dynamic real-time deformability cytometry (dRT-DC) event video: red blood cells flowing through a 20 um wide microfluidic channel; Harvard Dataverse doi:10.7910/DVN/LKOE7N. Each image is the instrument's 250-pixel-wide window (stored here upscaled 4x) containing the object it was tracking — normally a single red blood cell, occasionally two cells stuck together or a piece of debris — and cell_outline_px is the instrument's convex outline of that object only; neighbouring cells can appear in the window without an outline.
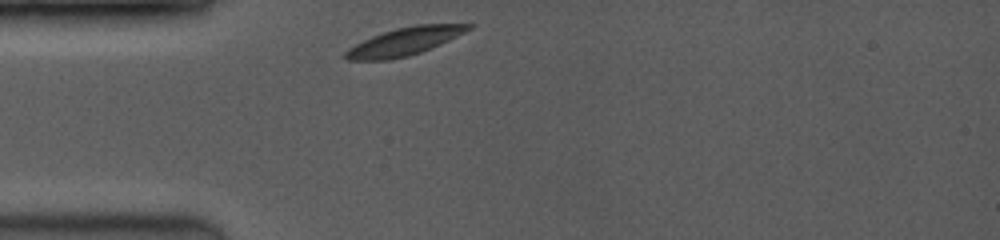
{"species": "common noctule bat (a hibernating species)", "species_latin": "Nyctalus noctula", "temperature_condition": "room temperature", "stored_images_in_passage": 8, "camera_frame_rate_fps": 3500, "um_per_image_px": 0.085, "animal": {"sex": "female", "body_mass_g": 19.0, "forearm_length_mm": 53.3}, "frame": {"image": 1, "passage_image": 1, "time_ms": 0.0, "image_size_px": [1000, 240], "cell_outline_px": [[476, 24], [472, 28], [440, 44], [420, 52], [408, 56], [388, 60], [348, 60], [344, 56], [344, 52], [348, 48], [372, 36], [396, 28], [416, 24]], "centroid_in_image_um": [34.37, 3.52], "position_along_channel_um": 50.6, "area_um2": 19.65}}
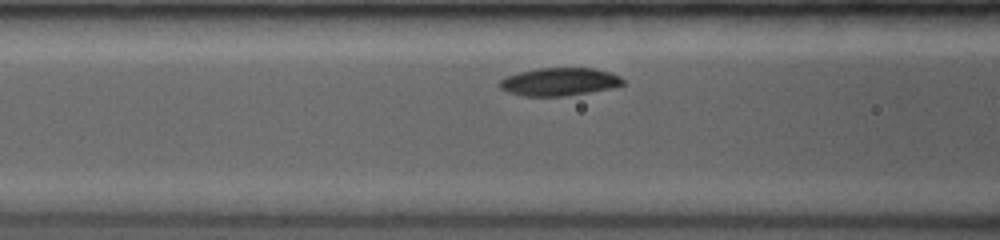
{"frame": {"image": 2, "passage_image": 6, "time_ms": 2.0, "image_size_px": [1000, 240], "cell_outline_px": [[624, 84], [612, 88], [564, 96], [524, 96], [508, 92], [500, 88], [500, 80], [504, 76], [536, 68], [596, 68], [612, 72], [620, 76], [624, 80]], "centroid_in_image_um": [47.56, 6.94], "position_along_channel_um": 119.0, "area_um2": 20.17}}
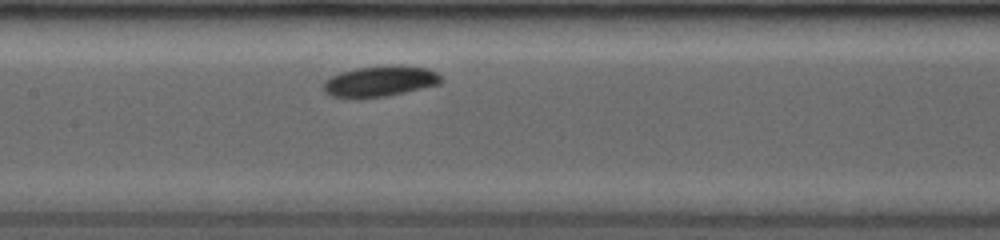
{"frame": {"image": 3, "passage_image": 8, "time_ms": 3.429, "image_size_px": [1000, 240], "cell_outline_px": [[444, 80], [440, 84], [404, 92], [384, 96], [328, 96], [324, 92], [320, 84], [324, 80], [340, 72], [356, 68], [388, 64], [400, 64], [428, 68], [436, 72]], "centroid_in_image_um": [32.31, 6.86], "position_along_channel_um": 175.1, "area_um2": 21.1}}